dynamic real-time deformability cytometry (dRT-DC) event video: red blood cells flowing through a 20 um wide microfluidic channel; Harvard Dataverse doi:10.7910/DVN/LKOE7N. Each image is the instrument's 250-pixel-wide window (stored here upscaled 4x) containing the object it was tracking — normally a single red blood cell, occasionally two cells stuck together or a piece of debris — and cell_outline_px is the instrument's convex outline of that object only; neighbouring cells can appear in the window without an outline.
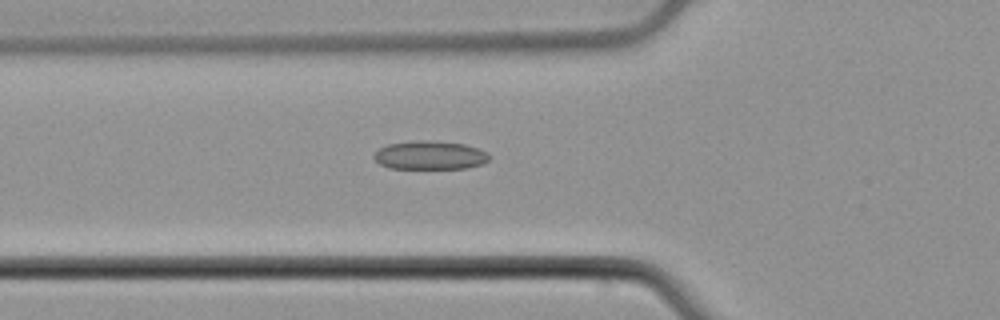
{"species": "common noctule bat (a hibernating species)", "species_latin": "Nyctalus noctula", "temperature_condition": "cold", "stored_images_in_passage": 43, "camera_frame_rate_fps": 3000, "um_per_image_px": 0.085, "animal": {"sex": "male", "body_mass_g": 21.5, "forearm_length_mm": 52.0}, "frame": {"image": 1, "passage_image": 8, "time_ms": 2.333, "image_size_px": [1000, 320], "cell_outline_px": [[488, 160], [484, 164], [468, 168], [388, 168], [380, 164], [372, 156], [380, 148], [388, 144], [416, 140], [420, 140], [464, 144], [488, 152]], "centroid_in_image_um": [36.54, 13.2], "position_along_channel_um": 89.3, "area_um2": 19.02}}
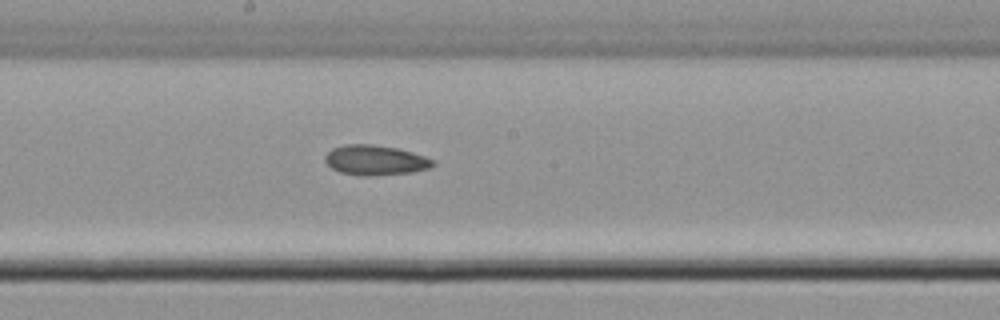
{"frame": {"image": 2, "passage_image": 18, "time_ms": 5.667, "image_size_px": [1000, 320], "cell_outline_px": [[436, 164], [428, 168], [412, 172], [372, 176], [360, 176], [340, 172], [332, 168], [324, 160], [324, 156], [332, 148], [344, 144], [372, 144], [396, 148], [412, 152], [424, 156], [432, 160]], "centroid_in_image_um": [31.87, 13.61], "position_along_channel_um": 216.3, "area_um2": 18.84}}
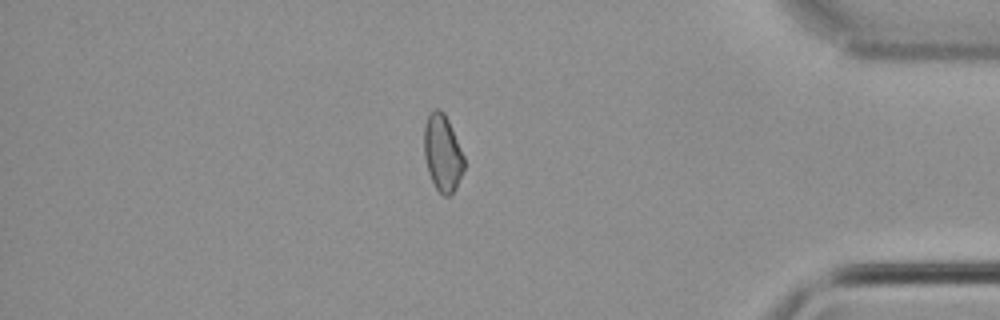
{"frame": {"image": 3, "passage_image": 35, "time_ms": 11.333, "image_size_px": [1000, 320], "cell_outline_px": [[464, 168], [456, 188], [448, 196], [444, 196], [436, 188], [428, 172], [424, 156], [424, 124], [432, 108], [440, 108], [444, 112], [448, 120], [464, 156]], "centroid_in_image_um": [37.6, 12.97], "position_along_channel_um": 397.6, "area_um2": 17.86}}